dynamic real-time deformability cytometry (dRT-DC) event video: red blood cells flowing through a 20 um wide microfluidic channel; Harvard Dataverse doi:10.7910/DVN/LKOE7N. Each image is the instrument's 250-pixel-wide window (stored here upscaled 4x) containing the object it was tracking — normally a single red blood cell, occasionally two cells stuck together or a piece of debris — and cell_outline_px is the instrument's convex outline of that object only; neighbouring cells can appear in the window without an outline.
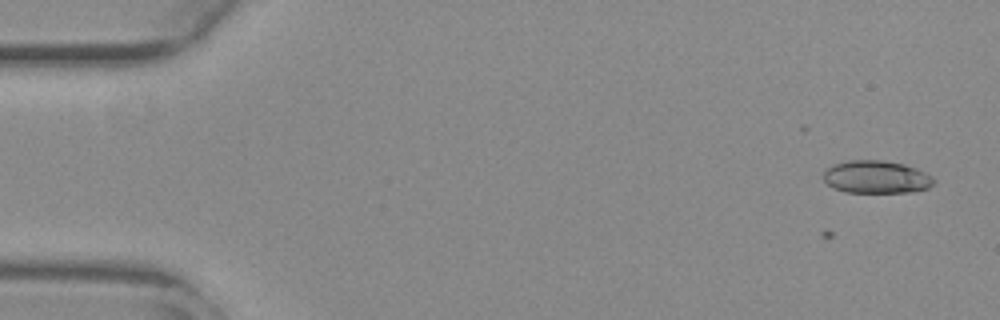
{"species": "common noctule bat (a hibernating species)", "species_latin": "Nyctalus noctula", "temperature_condition": "warm", "stored_images_in_passage": 3, "camera_frame_rate_fps": 3000, "um_per_image_px": 0.085, "animal": {"sex": "female", "body_mass_g": 29.2, "forearm_length_mm": 56.3}, "frame": {"image": 1, "passage_image": 3, "time_ms": 0.667, "image_size_px": [1000, 320], "cell_outline_px": [[936, 180], [928, 188], [908, 192], [844, 192], [832, 188], [824, 180], [824, 172], [828, 168], [836, 164], [848, 160], [884, 160], [904, 164], [916, 168], [932, 176]], "centroid_in_image_um": [74.49, 15.04], "position_along_channel_um": 10.5, "area_um2": 20.98}}